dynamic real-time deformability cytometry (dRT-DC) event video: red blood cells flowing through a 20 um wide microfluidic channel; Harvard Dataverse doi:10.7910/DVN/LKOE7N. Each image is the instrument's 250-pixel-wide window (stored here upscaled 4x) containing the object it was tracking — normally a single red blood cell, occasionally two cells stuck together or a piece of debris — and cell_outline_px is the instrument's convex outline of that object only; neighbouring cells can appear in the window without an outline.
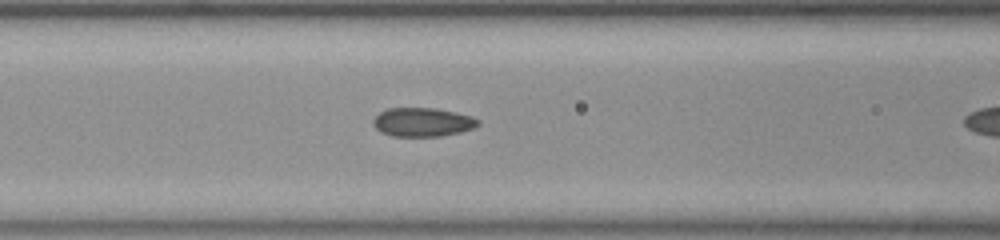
{"species": "common noctule bat (a hibernating species)", "species_latin": "Nyctalus noctula", "temperature_condition": "room temperature", "stored_images_in_passage": 18, "camera_frame_rate_fps": 3000, "um_per_image_px": 0.085, "animal": {"sex": "female", "body_mass_g": 23.0, "forearm_length_mm": 53.4}, "frame": {"image": 1, "passage_image": 11, "time_ms": 3.333, "image_size_px": [1000, 240], "cell_outline_px": [[480, 124], [476, 128], [460, 132], [440, 136], [392, 136], [380, 132], [372, 124], [372, 120], [380, 112], [388, 108], [436, 108], [456, 112], [472, 116], [480, 120]], "centroid_in_image_um": [35.94, 10.38], "position_along_channel_um": 130.7, "area_um2": 17.8}}
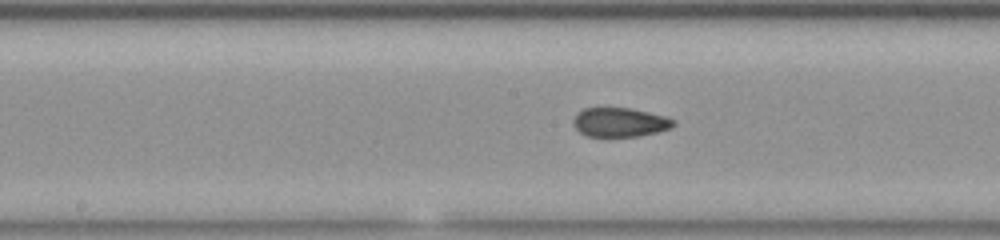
{"frame": {"image": 2, "passage_image": 16, "time_ms": 5.0, "image_size_px": [1000, 240], "cell_outline_px": [[676, 124], [672, 128], [640, 136], [588, 136], [580, 132], [576, 128], [572, 120], [576, 112], [584, 108], [632, 108], [664, 116], [676, 120]], "centroid_in_image_um": [52.69, 10.38], "position_along_channel_um": 195.5, "area_um2": 17.05}}